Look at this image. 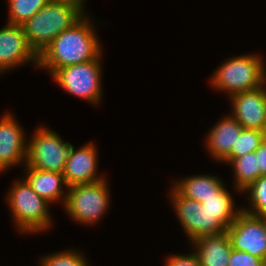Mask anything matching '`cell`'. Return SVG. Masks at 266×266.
I'll list each match as a JSON object with an SVG mask.
<instances>
[{"instance_id": "ac0fdd59", "label": "cell", "mask_w": 266, "mask_h": 266, "mask_svg": "<svg viewBox=\"0 0 266 266\" xmlns=\"http://www.w3.org/2000/svg\"><path fill=\"white\" fill-rule=\"evenodd\" d=\"M201 205L211 215L217 216V220L228 229L235 221L241 209L235 208L233 198L226 188L215 197L202 199Z\"/></svg>"}, {"instance_id": "277c9868", "label": "cell", "mask_w": 266, "mask_h": 266, "mask_svg": "<svg viewBox=\"0 0 266 266\" xmlns=\"http://www.w3.org/2000/svg\"><path fill=\"white\" fill-rule=\"evenodd\" d=\"M15 224L22 233L42 232L52 225L49 214L50 203L41 198L23 179L16 181L7 195Z\"/></svg>"}, {"instance_id": "52a82bcc", "label": "cell", "mask_w": 266, "mask_h": 266, "mask_svg": "<svg viewBox=\"0 0 266 266\" xmlns=\"http://www.w3.org/2000/svg\"><path fill=\"white\" fill-rule=\"evenodd\" d=\"M101 56L89 62L59 68L51 76L65 91L97 104L102 96Z\"/></svg>"}, {"instance_id": "4316f807", "label": "cell", "mask_w": 266, "mask_h": 266, "mask_svg": "<svg viewBox=\"0 0 266 266\" xmlns=\"http://www.w3.org/2000/svg\"><path fill=\"white\" fill-rule=\"evenodd\" d=\"M52 1L68 2V3L76 5L77 7L81 8L82 10L84 7V0H52Z\"/></svg>"}, {"instance_id": "7402d4cb", "label": "cell", "mask_w": 266, "mask_h": 266, "mask_svg": "<svg viewBox=\"0 0 266 266\" xmlns=\"http://www.w3.org/2000/svg\"><path fill=\"white\" fill-rule=\"evenodd\" d=\"M243 192H249L248 200L251 207L248 209L242 208V210L249 214L266 218V176H260Z\"/></svg>"}, {"instance_id": "5b68a950", "label": "cell", "mask_w": 266, "mask_h": 266, "mask_svg": "<svg viewBox=\"0 0 266 266\" xmlns=\"http://www.w3.org/2000/svg\"><path fill=\"white\" fill-rule=\"evenodd\" d=\"M108 183L105 179L67 188L65 210L72 219L83 224H93L100 219L110 204Z\"/></svg>"}, {"instance_id": "8992f818", "label": "cell", "mask_w": 266, "mask_h": 266, "mask_svg": "<svg viewBox=\"0 0 266 266\" xmlns=\"http://www.w3.org/2000/svg\"><path fill=\"white\" fill-rule=\"evenodd\" d=\"M27 145L25 165L42 171L63 173L69 158L71 145L60 135L44 126L38 127Z\"/></svg>"}, {"instance_id": "44dd1931", "label": "cell", "mask_w": 266, "mask_h": 266, "mask_svg": "<svg viewBox=\"0 0 266 266\" xmlns=\"http://www.w3.org/2000/svg\"><path fill=\"white\" fill-rule=\"evenodd\" d=\"M264 139V131L243 128L242 132L238 136L236 145L223 162L229 163L234 158L243 156L249 152H255Z\"/></svg>"}, {"instance_id": "7a4b0ae2", "label": "cell", "mask_w": 266, "mask_h": 266, "mask_svg": "<svg viewBox=\"0 0 266 266\" xmlns=\"http://www.w3.org/2000/svg\"><path fill=\"white\" fill-rule=\"evenodd\" d=\"M84 11L71 3L51 0L21 25L30 47L39 56L62 31L77 23Z\"/></svg>"}, {"instance_id": "4fadbf2b", "label": "cell", "mask_w": 266, "mask_h": 266, "mask_svg": "<svg viewBox=\"0 0 266 266\" xmlns=\"http://www.w3.org/2000/svg\"><path fill=\"white\" fill-rule=\"evenodd\" d=\"M97 147L92 143L85 144L79 149L71 145L69 158L63 172L67 188L79 184H90L105 179L97 176Z\"/></svg>"}, {"instance_id": "ffe728a7", "label": "cell", "mask_w": 266, "mask_h": 266, "mask_svg": "<svg viewBox=\"0 0 266 266\" xmlns=\"http://www.w3.org/2000/svg\"><path fill=\"white\" fill-rule=\"evenodd\" d=\"M51 0H8L9 24L23 25Z\"/></svg>"}, {"instance_id": "83f0119b", "label": "cell", "mask_w": 266, "mask_h": 266, "mask_svg": "<svg viewBox=\"0 0 266 266\" xmlns=\"http://www.w3.org/2000/svg\"><path fill=\"white\" fill-rule=\"evenodd\" d=\"M39 266H45V265L40 261V265Z\"/></svg>"}, {"instance_id": "2e32d148", "label": "cell", "mask_w": 266, "mask_h": 266, "mask_svg": "<svg viewBox=\"0 0 266 266\" xmlns=\"http://www.w3.org/2000/svg\"><path fill=\"white\" fill-rule=\"evenodd\" d=\"M25 168L27 175L24 179L41 198L49 203L63 199L62 203H65L67 189L64 191L62 187H67V185L63 173L42 171L36 168H29L26 165Z\"/></svg>"}, {"instance_id": "603a6c76", "label": "cell", "mask_w": 266, "mask_h": 266, "mask_svg": "<svg viewBox=\"0 0 266 266\" xmlns=\"http://www.w3.org/2000/svg\"><path fill=\"white\" fill-rule=\"evenodd\" d=\"M82 253L72 250L49 254L40 259L45 266H88Z\"/></svg>"}, {"instance_id": "30bf717a", "label": "cell", "mask_w": 266, "mask_h": 266, "mask_svg": "<svg viewBox=\"0 0 266 266\" xmlns=\"http://www.w3.org/2000/svg\"><path fill=\"white\" fill-rule=\"evenodd\" d=\"M25 62L38 66V55L30 47L22 26L7 23L0 29V73Z\"/></svg>"}, {"instance_id": "d6986e66", "label": "cell", "mask_w": 266, "mask_h": 266, "mask_svg": "<svg viewBox=\"0 0 266 266\" xmlns=\"http://www.w3.org/2000/svg\"><path fill=\"white\" fill-rule=\"evenodd\" d=\"M234 168L235 187L241 193L254 183L259 177L258 156L249 152L229 162Z\"/></svg>"}, {"instance_id": "5bb4252c", "label": "cell", "mask_w": 266, "mask_h": 266, "mask_svg": "<svg viewBox=\"0 0 266 266\" xmlns=\"http://www.w3.org/2000/svg\"><path fill=\"white\" fill-rule=\"evenodd\" d=\"M242 129L241 124L231 115L217 122L206 136V148L212 158L223 161L236 145Z\"/></svg>"}, {"instance_id": "ba28073f", "label": "cell", "mask_w": 266, "mask_h": 266, "mask_svg": "<svg viewBox=\"0 0 266 266\" xmlns=\"http://www.w3.org/2000/svg\"><path fill=\"white\" fill-rule=\"evenodd\" d=\"M171 188V203L190 241L193 242L203 236L217 235L227 231L217 220V216L207 212L200 202L186 198L173 187Z\"/></svg>"}, {"instance_id": "3957f363", "label": "cell", "mask_w": 266, "mask_h": 266, "mask_svg": "<svg viewBox=\"0 0 266 266\" xmlns=\"http://www.w3.org/2000/svg\"><path fill=\"white\" fill-rule=\"evenodd\" d=\"M265 67L263 59L258 55L233 57L221 64L210 83L217 90L228 92L231 97L266 85Z\"/></svg>"}, {"instance_id": "e0dca14e", "label": "cell", "mask_w": 266, "mask_h": 266, "mask_svg": "<svg viewBox=\"0 0 266 266\" xmlns=\"http://www.w3.org/2000/svg\"><path fill=\"white\" fill-rule=\"evenodd\" d=\"M173 188L182 196L202 203V199L215 197L226 185L222 180L211 175H195L174 182Z\"/></svg>"}, {"instance_id": "9c48e42d", "label": "cell", "mask_w": 266, "mask_h": 266, "mask_svg": "<svg viewBox=\"0 0 266 266\" xmlns=\"http://www.w3.org/2000/svg\"><path fill=\"white\" fill-rule=\"evenodd\" d=\"M226 232L232 249L266 261V218L241 210Z\"/></svg>"}, {"instance_id": "d4e9b609", "label": "cell", "mask_w": 266, "mask_h": 266, "mask_svg": "<svg viewBox=\"0 0 266 266\" xmlns=\"http://www.w3.org/2000/svg\"><path fill=\"white\" fill-rule=\"evenodd\" d=\"M165 263V266H201L195 252L188 255H171Z\"/></svg>"}, {"instance_id": "9a60e30c", "label": "cell", "mask_w": 266, "mask_h": 266, "mask_svg": "<svg viewBox=\"0 0 266 266\" xmlns=\"http://www.w3.org/2000/svg\"><path fill=\"white\" fill-rule=\"evenodd\" d=\"M192 244L201 266H228L232 246L227 232L197 238Z\"/></svg>"}, {"instance_id": "8fae6325", "label": "cell", "mask_w": 266, "mask_h": 266, "mask_svg": "<svg viewBox=\"0 0 266 266\" xmlns=\"http://www.w3.org/2000/svg\"><path fill=\"white\" fill-rule=\"evenodd\" d=\"M231 114L243 128L265 131L266 128V87L234 94Z\"/></svg>"}, {"instance_id": "cb8c5ba5", "label": "cell", "mask_w": 266, "mask_h": 266, "mask_svg": "<svg viewBox=\"0 0 266 266\" xmlns=\"http://www.w3.org/2000/svg\"><path fill=\"white\" fill-rule=\"evenodd\" d=\"M228 266H266V261L246 251L232 249Z\"/></svg>"}, {"instance_id": "6da1fadb", "label": "cell", "mask_w": 266, "mask_h": 266, "mask_svg": "<svg viewBox=\"0 0 266 266\" xmlns=\"http://www.w3.org/2000/svg\"><path fill=\"white\" fill-rule=\"evenodd\" d=\"M90 18L84 15L62 31L38 56V66L52 75L57 69L97 59L102 53Z\"/></svg>"}, {"instance_id": "7c38bea8", "label": "cell", "mask_w": 266, "mask_h": 266, "mask_svg": "<svg viewBox=\"0 0 266 266\" xmlns=\"http://www.w3.org/2000/svg\"><path fill=\"white\" fill-rule=\"evenodd\" d=\"M19 125L10 113H5L0 120V172L26 163L28 144Z\"/></svg>"}, {"instance_id": "484cf974", "label": "cell", "mask_w": 266, "mask_h": 266, "mask_svg": "<svg viewBox=\"0 0 266 266\" xmlns=\"http://www.w3.org/2000/svg\"><path fill=\"white\" fill-rule=\"evenodd\" d=\"M255 153L258 156L260 176H266V139L256 149Z\"/></svg>"}]
</instances>
